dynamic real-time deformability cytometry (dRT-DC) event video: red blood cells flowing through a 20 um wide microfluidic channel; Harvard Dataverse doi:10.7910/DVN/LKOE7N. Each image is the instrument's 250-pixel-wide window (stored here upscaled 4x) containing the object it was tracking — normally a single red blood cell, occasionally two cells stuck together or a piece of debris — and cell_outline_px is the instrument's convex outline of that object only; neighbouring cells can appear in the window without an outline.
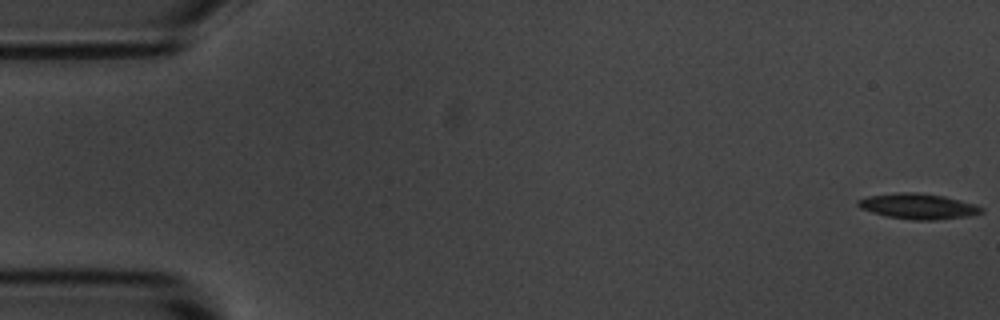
{"species": "common noctule bat (a hibernating species)", "species_latin": "Nyctalus noctula", "temperature_condition": "room temperature", "stored_images_in_passage": 55, "camera_frame_rate_fps": 3000, "um_per_image_px": 0.085, "animal": {"sex": "male", "body_mass_g": 20.1, "forearm_length_mm": 53.5}, "frame": {"image": 1, "passage_image": 1, "time_ms": 0.0, "image_size_px": [1000, 320], "cell_outline_px": [[984, 212], [972, 216], [936, 220], [912, 220], [884, 216], [860, 208], [856, 204], [856, 200], [868, 196], [900, 192], [916, 192], [944, 196], [976, 204], [984, 208]], "centroid_in_image_um": [78.06, 17.54], "position_along_channel_um": 6.9, "area_um2": 18.61}}
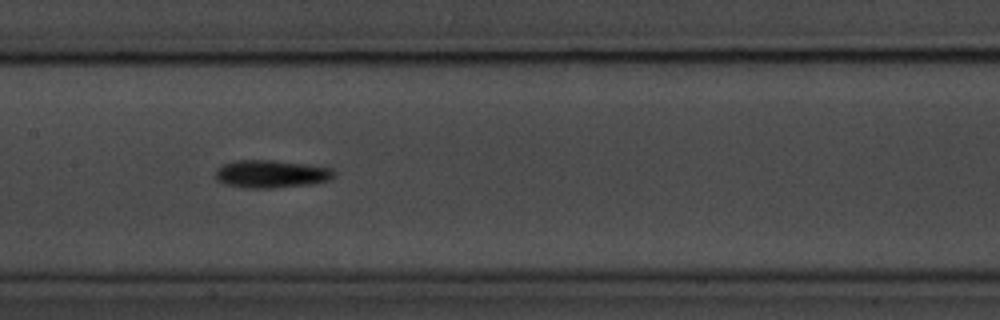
{"frame": {"image": 2, "passage_image": 27, "time_ms": 8.667, "image_size_px": [1000, 320], "cell_outline_px": [[336, 172], [328, 180], [308, 184], [272, 188], [244, 188], [224, 184], [216, 180], [216, 168], [224, 164], [236, 160], [272, 160], [304, 164], [332, 168]], "centroid_in_image_um": [23.0, 14.78], "position_along_channel_um": 184.4, "area_um2": 19.07}}
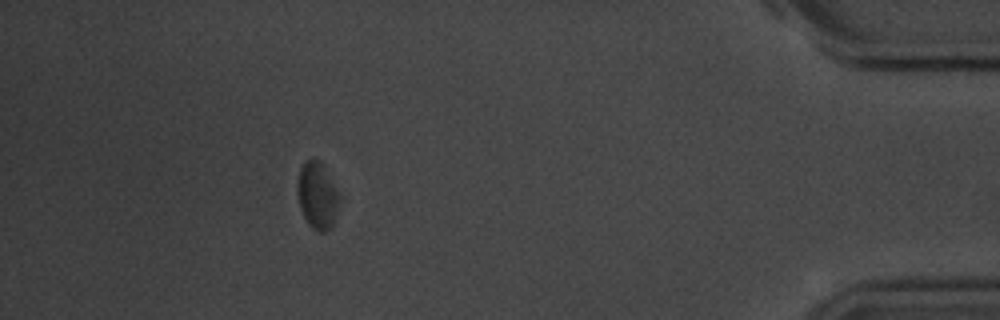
{"frame": {"image": 3, "passage_image": 50, "time_ms": 16.333, "image_size_px": [1000, 320], "cell_outline_px": [[340, 200], [332, 228], [324, 232], [316, 232], [308, 224], [300, 208], [296, 188], [296, 184], [300, 168], [304, 160], [312, 156], [320, 160], [340, 196]], "centroid_in_image_um": [26.95, 16.6], "position_along_channel_um": 408.3, "area_um2": 16.65}, "authors_computed_cell_mechanics": {"area_um2": 17.5134, "velocity_mm_per_s": 3.6279, "shape_relaxation_time_tau1_ms": 1.5807, "shape_relaxation_time_tau2_ms": null, "deformation_change_tau1": 0.1076, "deformation_change_tau2": null}}